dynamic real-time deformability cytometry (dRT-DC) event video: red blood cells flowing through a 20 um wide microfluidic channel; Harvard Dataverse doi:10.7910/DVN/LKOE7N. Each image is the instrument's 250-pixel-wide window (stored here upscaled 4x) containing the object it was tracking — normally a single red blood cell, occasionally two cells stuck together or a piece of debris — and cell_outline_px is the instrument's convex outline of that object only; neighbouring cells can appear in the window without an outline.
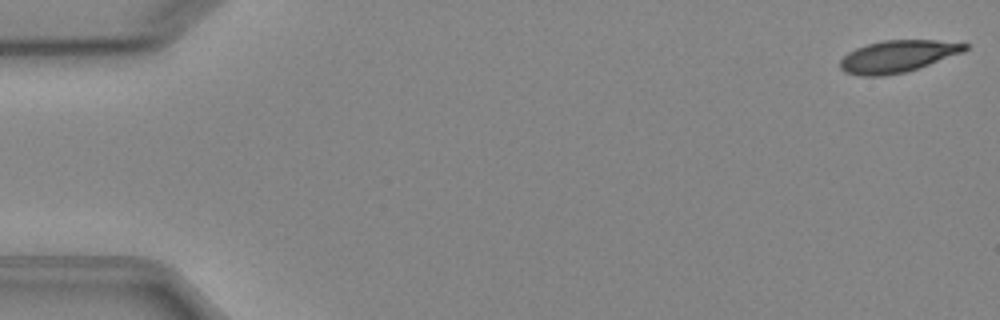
{"species": "Egyptian fruit bat (a non-hibernating species)", "species_latin": "Rousettus aegyptiacus", "temperature_condition": "cold", "stored_images_in_passage": 6, "camera_frame_rate_fps": 3000, "um_per_image_px": 0.085, "animal": {"sex": "female"}, "frame": {"image": 1, "passage_image": 1, "time_ms": 0.0, "image_size_px": [1000, 320], "cell_outline_px": [[968, 48], [964, 52], [904, 72], [884, 76], [860, 76], [844, 72], [840, 68], [840, 60], [848, 52], [856, 48], [868, 44], [884, 40], [936, 40], [968, 44]], "centroid_in_image_um": [76.26, 4.79], "position_along_channel_um": 8.7, "area_um2": 23.06}}